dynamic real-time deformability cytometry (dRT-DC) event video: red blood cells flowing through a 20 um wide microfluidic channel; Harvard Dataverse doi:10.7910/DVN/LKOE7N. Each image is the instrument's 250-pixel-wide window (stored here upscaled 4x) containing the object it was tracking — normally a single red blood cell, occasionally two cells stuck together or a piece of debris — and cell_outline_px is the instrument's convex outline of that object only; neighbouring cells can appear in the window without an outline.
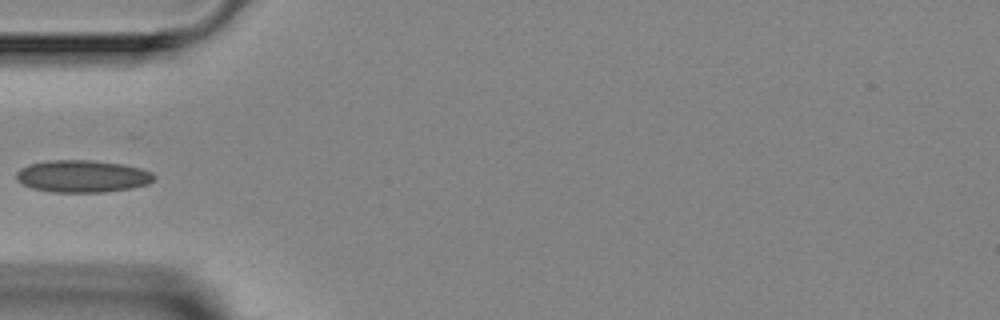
{"species": "Egyptian fruit bat (a non-hibernating species)", "species_latin": "Rousettus aegyptiacus", "temperature_condition": "room temperature", "stored_images_in_passage": 5, "camera_frame_rate_fps": 3000, "um_per_image_px": 0.085, "animal": {"sex": "female"}, "frame": {"image": 1, "passage_image": 4, "time_ms": 5.0, "image_size_px": [1000, 320], "cell_outline_px": [[156, 180], [148, 184], [132, 188], [104, 192], [52, 192], [32, 188], [16, 180], [16, 172], [20, 168], [28, 164], [48, 160], [92, 160], [124, 164], [140, 168], [152, 172], [156, 176]], "centroid_in_image_um": [7.02, 14.97], "position_along_channel_um": 78.0, "area_um2": 26.13}}
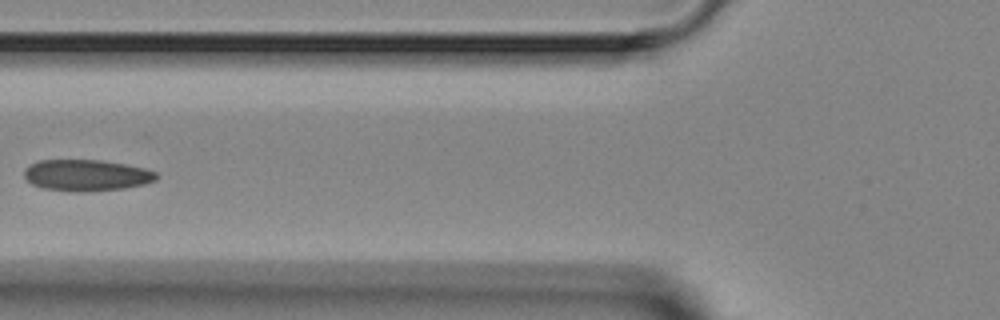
{"frame": {"image": 2, "passage_image": 5, "time_ms": 6.0, "image_size_px": [1000, 320], "cell_outline_px": [[156, 180], [144, 184], [124, 188], [80, 192], [44, 188], [32, 184], [24, 176], [24, 168], [28, 164], [40, 160], [100, 160], [124, 164], [144, 168], [156, 172]], "centroid_in_image_um": [7.31, 14.89], "position_along_channel_um": 118.5, "area_um2": 23.99}}